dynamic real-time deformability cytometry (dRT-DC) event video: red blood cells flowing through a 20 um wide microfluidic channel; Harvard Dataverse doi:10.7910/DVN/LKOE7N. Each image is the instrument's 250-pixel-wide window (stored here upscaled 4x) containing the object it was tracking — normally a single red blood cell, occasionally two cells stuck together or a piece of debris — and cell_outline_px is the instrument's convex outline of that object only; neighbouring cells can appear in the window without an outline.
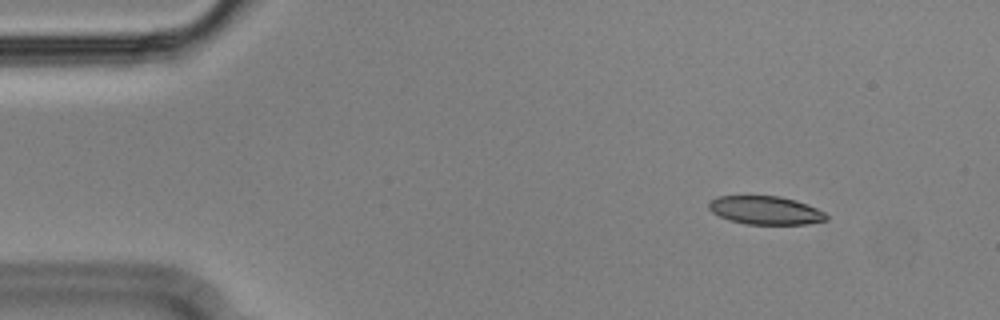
{"species": "Egyptian fruit bat (a non-hibernating species)", "species_latin": "Rousettus aegyptiacus", "temperature_condition": "cold", "stored_images_in_passage": 50, "camera_frame_rate_fps": 3000, "um_per_image_px": 0.085, "animal": {"sex": "male"}, "frame": {"image": 1, "passage_image": 1, "time_ms": 0.0, "image_size_px": [1000, 320], "cell_outline_px": [[828, 220], [808, 224], [748, 224], [728, 220], [712, 212], [708, 208], [708, 204], [716, 196], [780, 196], [796, 200], [808, 204], [824, 212], [828, 216]], "centroid_in_image_um": [65.08, 17.87], "position_along_channel_um": 19.9, "area_um2": 19.48}}
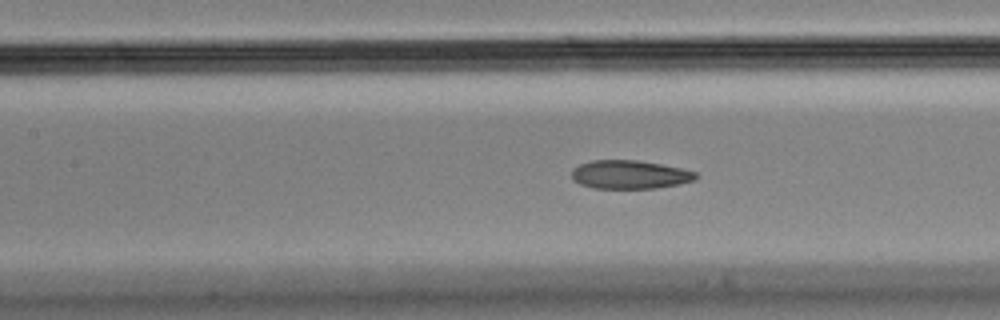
{"frame": {"image": 2, "passage_image": 19, "time_ms": 6.0, "image_size_px": [1000, 320], "cell_outline_px": [[700, 176], [696, 180], [680, 184], [656, 188], [592, 188], [580, 184], [572, 180], [572, 168], [580, 164], [592, 160], [636, 160], [660, 164], [680, 168], [696, 172]], "centroid_in_image_um": [53.53, 14.84], "position_along_channel_um": 153.9, "area_um2": 20.75}}
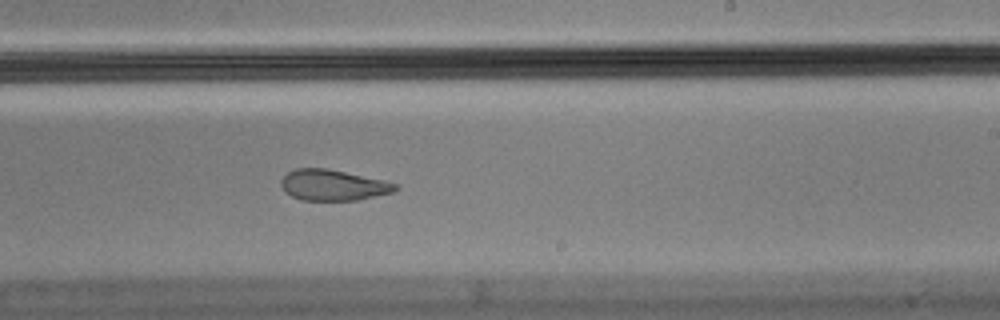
{"frame": {"image": 3, "passage_image": 28, "time_ms": 9.0, "image_size_px": [1000, 320], "cell_outline_px": [[400, 188], [396, 192], [356, 200], [300, 200], [292, 196], [280, 184], [280, 180], [288, 172], [296, 168], [324, 168], [384, 180], [396, 184]], "centroid_in_image_um": [28.34, 15.74], "position_along_channel_um": 260.7, "area_um2": 20.4}, "authors_computed_cell_mechanics": {"area_um2": 21.8773, "velocity_mm_per_s": 3.5673, "shape_relaxation_time_tau1_ms": null, "shape_relaxation_time_tau2_ms": 2.203, "deformation_change_tau1": null, "deformation_change_tau2": 0.0828}}